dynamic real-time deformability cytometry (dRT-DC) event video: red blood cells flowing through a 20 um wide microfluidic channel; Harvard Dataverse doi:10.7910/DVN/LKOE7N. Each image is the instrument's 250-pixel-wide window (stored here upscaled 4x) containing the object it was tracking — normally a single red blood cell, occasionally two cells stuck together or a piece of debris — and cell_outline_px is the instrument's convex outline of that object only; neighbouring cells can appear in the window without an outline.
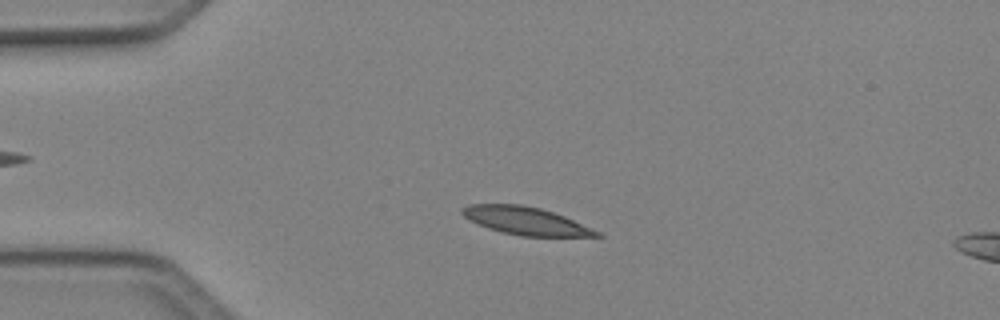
{"species": "Egyptian fruit bat (a non-hibernating species)", "species_latin": "Rousettus aegyptiacus", "temperature_condition": "cold", "stored_images_in_passage": 39, "camera_frame_rate_fps": 3000, "um_per_image_px": 0.085, "animal": {"sex": "female"}, "frame": {"image": 1, "passage_image": 1, "time_ms": 0.0, "image_size_px": [1000, 320], "cell_outline_px": [[604, 236], [520, 236], [488, 228], [476, 224], [468, 220], [460, 212], [460, 208], [468, 204], [520, 204], [540, 208], [564, 216], [600, 232]], "centroid_in_image_um": [44.62, 18.76], "position_along_channel_um": 40.4, "area_um2": 21.68}}
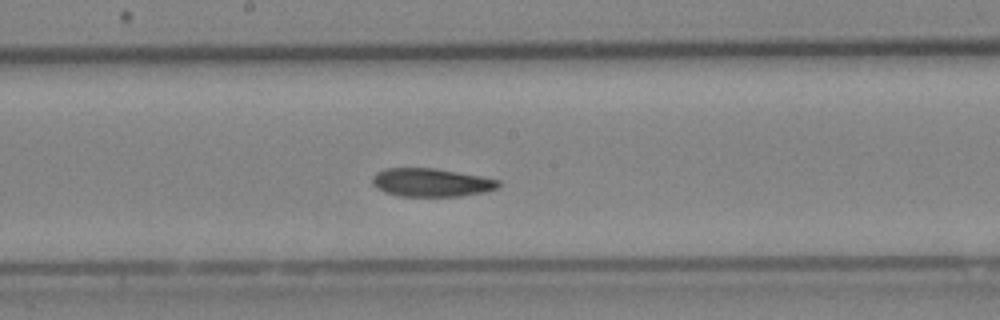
{"frame": {"image": 2, "passage_image": 16, "time_ms": 5.0, "image_size_px": [1000, 320], "cell_outline_px": [[500, 188], [484, 192], [460, 196], [400, 196], [384, 192], [376, 188], [372, 184], [372, 176], [376, 172], [384, 168], [436, 168], [480, 176], [500, 180]], "centroid_in_image_um": [36.64, 15.51], "position_along_channel_um": 211.6, "area_um2": 20.98}}
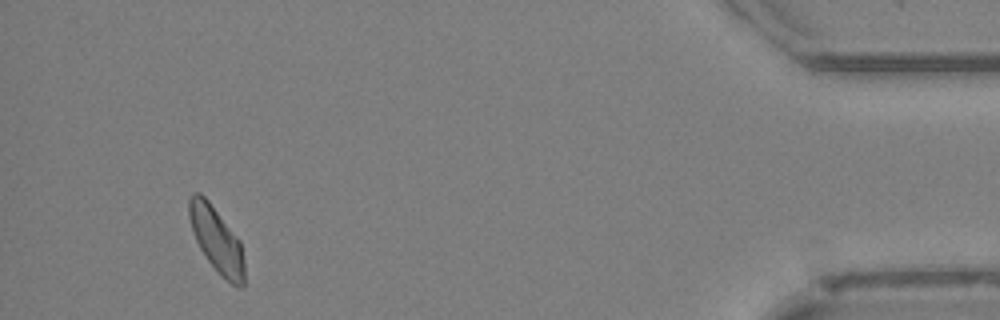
{"frame": {"image": 3, "passage_image": 36, "time_ms": 11.667, "image_size_px": [1000, 320], "cell_outline_px": [[244, 288], [240, 288], [232, 284], [220, 276], [208, 260], [200, 248], [196, 240], [188, 216], [188, 196], [192, 192], [200, 192], [208, 200], [240, 240], [244, 260]], "centroid_in_image_um": [18.41, 20.38], "position_along_channel_um": 416.8, "area_um2": 21.15}, "authors_computed_cell_mechanics": {"area_um2": 21.1548, "velocity_mm_per_s": 4.0849, "shape_relaxation_time_tau1_ms": 4.268, "shape_relaxation_time_tau2_ms": 3.4388, "deformation_change_tau1": 0.1382, "deformation_change_tau2": 0.0936}}